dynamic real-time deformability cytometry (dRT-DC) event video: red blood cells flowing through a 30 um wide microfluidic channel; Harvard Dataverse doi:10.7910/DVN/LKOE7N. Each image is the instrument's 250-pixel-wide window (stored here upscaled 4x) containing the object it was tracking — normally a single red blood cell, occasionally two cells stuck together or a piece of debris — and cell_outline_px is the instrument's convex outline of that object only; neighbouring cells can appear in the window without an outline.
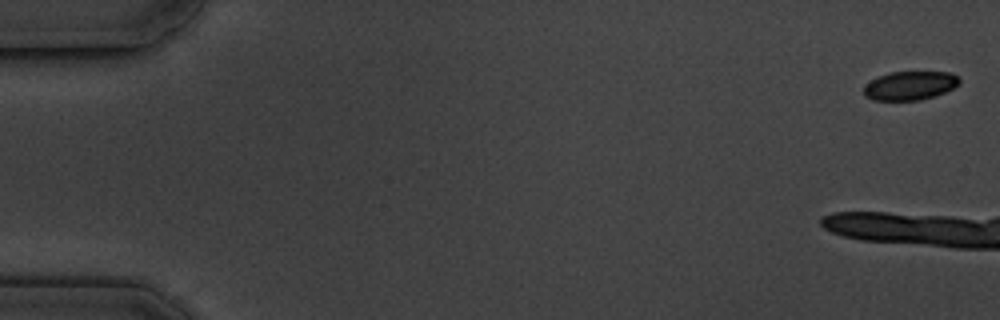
{"species": "common noctule bat (a hibernating species)", "species_latin": "Nyctalus noctula", "temperature_condition": "cold", "stored_images_in_passage": 13, "camera_frame_rate_fps": 3000, "um_per_image_px": 0.085, "animal": {"sex": "male", "body_mass_g": 19.5, "forearm_length_mm": 54.6}, "frame": {"image": 1, "passage_image": 1, "time_ms": 0.0, "image_size_px": [1000, 320], "cell_outline_px": [[960, 84], [944, 92], [920, 100], [872, 100], [864, 96], [864, 88], [876, 76], [888, 72], [952, 72], [960, 80]], "centroid_in_image_um": [77.33, 7.27], "position_along_channel_um": 7.7, "area_um2": 15.95}}
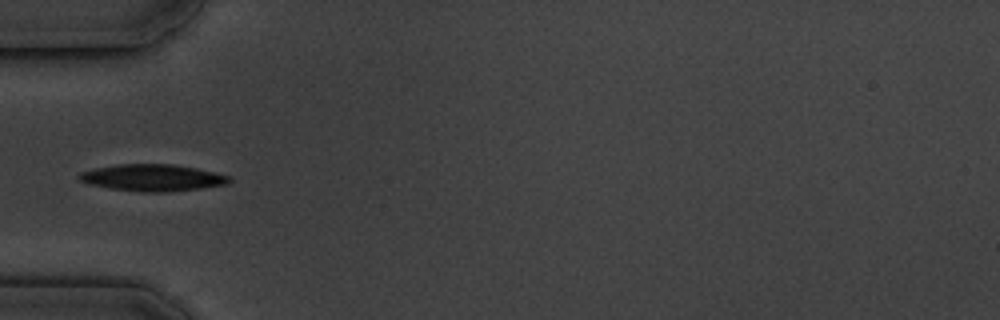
{"frame": {"image": 2, "passage_image": 8, "time_ms": 8.667, "image_size_px": [1000, 320], "cell_outline_px": [[232, 180], [228, 184], [200, 188], [168, 192], [140, 192], [112, 188], [88, 184], [80, 180], [76, 176], [80, 172], [96, 168], [120, 164], [172, 164], [196, 168], [228, 176]], "centroid_in_image_um": [12.94, 15.11], "position_along_channel_um": 72.1, "area_um2": 23.24}}